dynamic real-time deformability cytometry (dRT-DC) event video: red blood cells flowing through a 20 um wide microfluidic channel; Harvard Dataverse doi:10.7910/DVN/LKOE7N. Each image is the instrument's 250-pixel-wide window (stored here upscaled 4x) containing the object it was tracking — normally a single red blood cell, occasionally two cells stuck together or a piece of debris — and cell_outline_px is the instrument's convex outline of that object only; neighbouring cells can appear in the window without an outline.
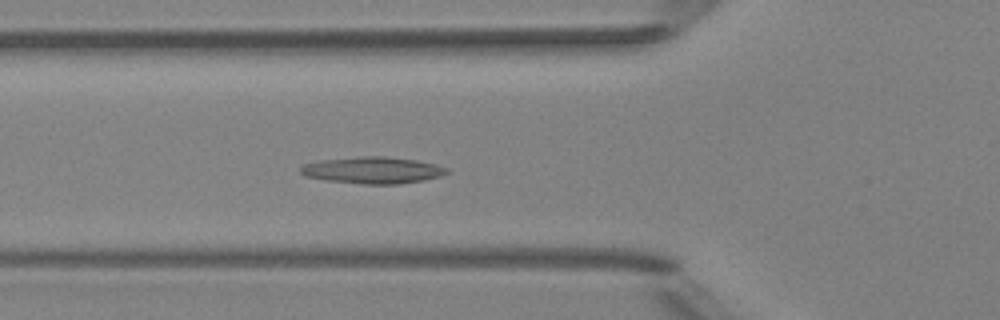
{"species": "Egyptian fruit bat (a non-hibernating species)", "species_latin": "Rousettus aegyptiacus", "temperature_condition": "room temperature", "stored_images_in_passage": 31, "camera_frame_rate_fps": 3000, "um_per_image_px": 0.085, "animal": {"sex": "female"}, "frame": {"image": 1, "passage_image": 8, "time_ms": 2.333, "image_size_px": [1000, 320], "cell_outline_px": [[448, 172], [440, 176], [424, 180], [400, 184], [364, 184], [328, 180], [304, 176], [300, 172], [300, 168], [304, 164], [320, 160], [360, 156], [384, 156], [416, 160], [436, 164], [448, 168]], "centroid_in_image_um": [31.69, 14.46], "position_along_channel_um": 94.1, "area_um2": 22.72}}
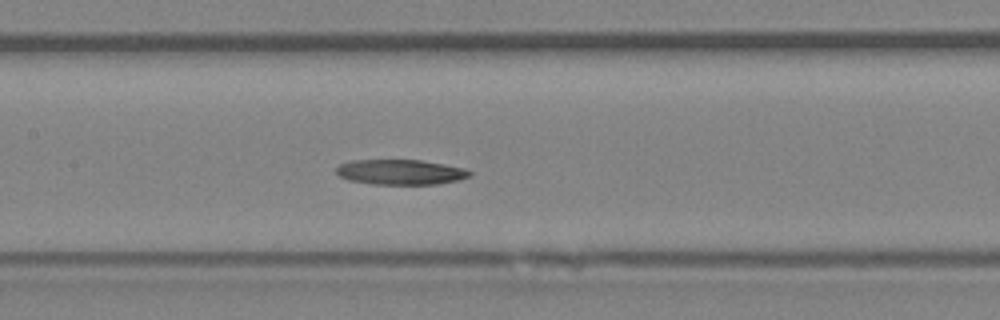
{"frame": {"image": 2, "passage_image": 14, "time_ms": 4.333, "image_size_px": [1000, 320], "cell_outline_px": [[472, 176], [460, 180], [440, 184], [372, 184], [348, 180], [340, 176], [336, 172], [336, 168], [340, 164], [352, 160], [420, 160], [464, 168], [472, 172]], "centroid_in_image_um": [34.07, 14.63], "position_along_channel_um": 173.3, "area_um2": 19.59}}
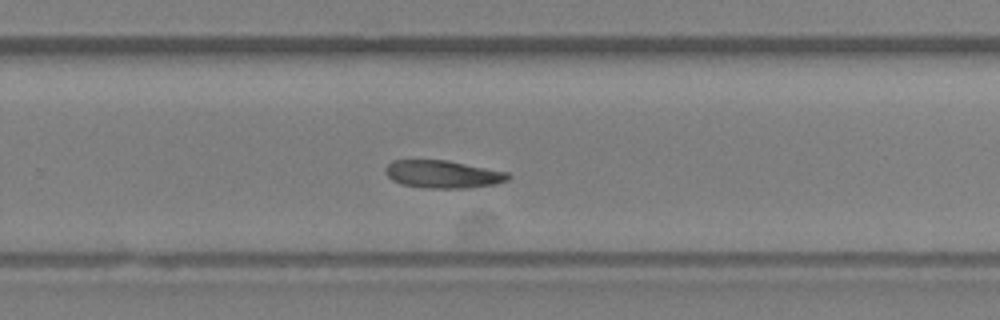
{"frame": {"image": 3, "passage_image": 23, "time_ms": 7.333, "image_size_px": [1000, 320], "cell_outline_px": [[512, 176], [508, 180], [496, 184], [472, 188], [428, 188], [400, 184], [392, 180], [384, 172], [384, 168], [392, 160], [448, 160], [508, 172]], "centroid_in_image_um": [37.66, 14.81], "position_along_channel_um": 292.1, "area_um2": 20.06}}